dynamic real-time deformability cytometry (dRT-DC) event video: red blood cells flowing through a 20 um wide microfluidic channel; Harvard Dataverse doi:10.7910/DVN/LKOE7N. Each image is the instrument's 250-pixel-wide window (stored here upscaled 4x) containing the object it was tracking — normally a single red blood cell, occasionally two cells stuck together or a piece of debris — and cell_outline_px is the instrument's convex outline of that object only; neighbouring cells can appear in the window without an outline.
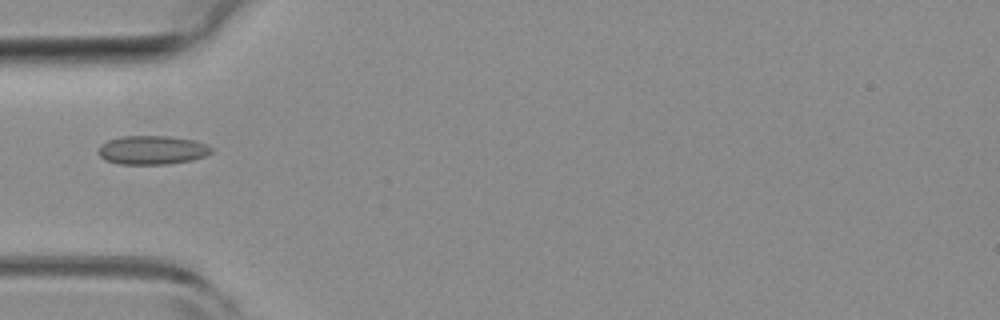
{"species": "common noctule bat (a hibernating species)", "species_latin": "Nyctalus noctula", "temperature_condition": "room temperature", "stored_images_in_passage": 5, "camera_frame_rate_fps": 3000, "um_per_image_px": 0.085, "animal": {"sex": "female", "body_mass_g": 19.3, "forearm_length_mm": 54.1}, "frame": {"image": 1, "passage_image": 5, "time_ms": 1.333, "image_size_px": [1000, 320], "cell_outline_px": [[212, 152], [204, 156], [192, 160], [168, 164], [120, 164], [104, 160], [96, 152], [100, 144], [108, 140], [120, 136], [168, 136], [192, 140], [208, 144], [212, 148]], "centroid_in_image_um": [12.89, 12.75], "position_along_channel_um": 72.1, "area_um2": 19.13}}